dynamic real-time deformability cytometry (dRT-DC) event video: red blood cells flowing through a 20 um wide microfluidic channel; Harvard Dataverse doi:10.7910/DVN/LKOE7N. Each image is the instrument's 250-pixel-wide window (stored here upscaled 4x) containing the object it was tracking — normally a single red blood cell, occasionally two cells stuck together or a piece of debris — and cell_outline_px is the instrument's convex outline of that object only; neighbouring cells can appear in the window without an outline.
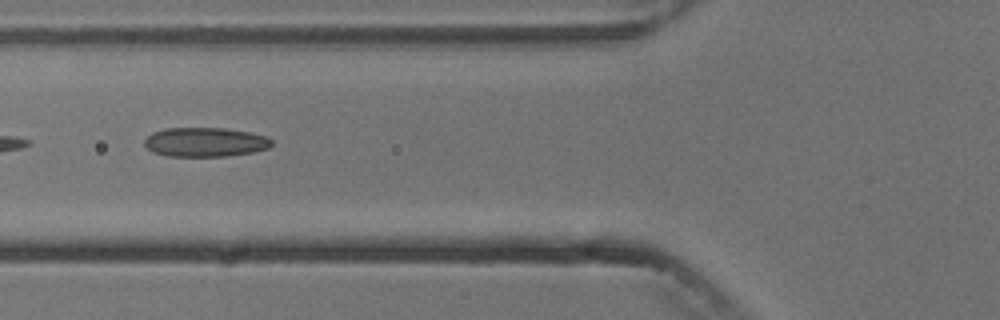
{"species": "common noctule bat (a hibernating species)", "species_latin": "Nyctalus noctula", "temperature_condition": "cold", "stored_images_in_passage": 9, "camera_frame_rate_fps": 3000, "um_per_image_px": 0.085, "animal": {"sex": "male", "body_mass_g": 13.3}, "frame": {"image": 1, "passage_image": 5, "time_ms": 5.667, "image_size_px": [1000, 320], "cell_outline_px": [[272, 144], [268, 148], [252, 152], [224, 156], [168, 156], [152, 152], [144, 144], [144, 140], [152, 132], [164, 128], [224, 128], [248, 132], [264, 136], [272, 140]], "centroid_in_image_um": [17.4, 12.07], "position_along_channel_um": 108.4, "area_um2": 21.56}}
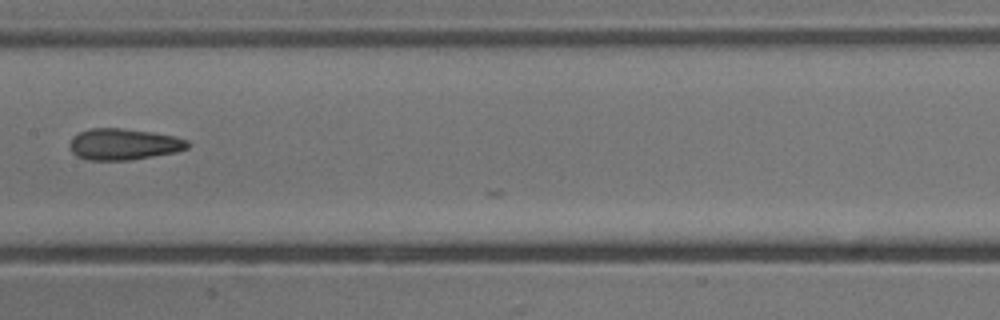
{"frame": {"image": 2, "passage_image": 7, "time_ms": 8.0, "image_size_px": [1000, 320], "cell_outline_px": [[188, 148], [176, 152], [128, 160], [88, 160], [76, 156], [68, 148], [68, 144], [72, 136], [80, 132], [92, 128], [120, 128], [152, 132], [176, 136], [188, 140]], "centroid_in_image_um": [10.47, 12.26], "position_along_channel_um": 196.9, "area_um2": 21.62}}
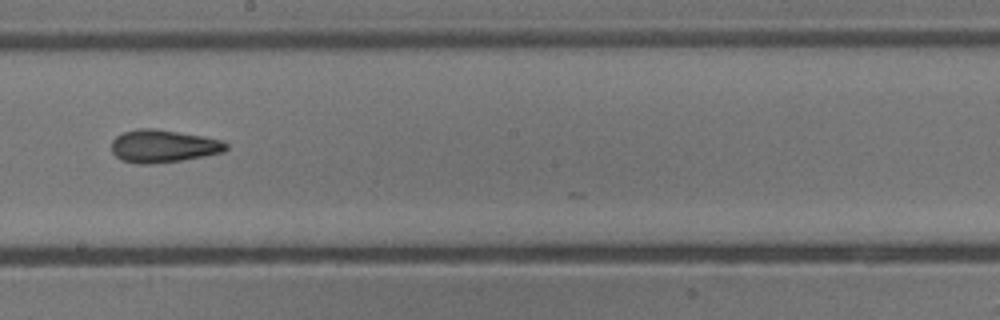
{"frame": {"image": 3, "passage_image": 8, "time_ms": 9.0, "image_size_px": [1000, 320], "cell_outline_px": [[228, 148], [224, 152], [204, 156], [180, 160], [148, 164], [136, 164], [120, 160], [112, 152], [112, 140], [116, 136], [124, 132], [140, 128], [156, 128], [224, 140], [228, 144]], "centroid_in_image_um": [13.88, 12.42], "position_along_channel_um": 234.3, "area_um2": 21.91}}